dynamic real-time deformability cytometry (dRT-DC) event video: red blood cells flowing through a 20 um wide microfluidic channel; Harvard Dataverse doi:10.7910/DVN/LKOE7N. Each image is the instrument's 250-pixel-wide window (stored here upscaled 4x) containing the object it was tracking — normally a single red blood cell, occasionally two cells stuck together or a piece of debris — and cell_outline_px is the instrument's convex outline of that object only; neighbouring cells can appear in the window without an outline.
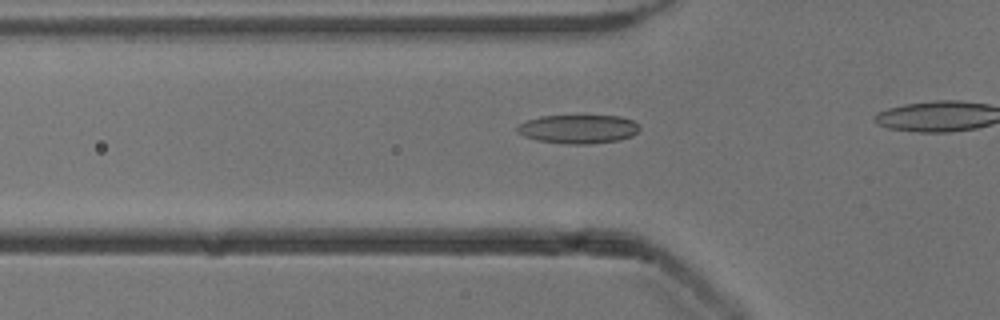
{"species": "common noctule bat (a hibernating species)", "species_latin": "Nyctalus noctula", "temperature_condition": "cold", "stored_images_in_passage": 7, "camera_frame_rate_fps": 3000, "um_per_image_px": 0.085, "animal": {"sex": "male", "body_mass_g": 13.3}, "frame": {"image": 1, "passage_image": 2, "time_ms": 0.333, "image_size_px": [1000, 320], "cell_outline_px": [[640, 128], [632, 136], [620, 140], [588, 144], [564, 144], [536, 140], [524, 136], [516, 132], [516, 124], [540, 116], [620, 116], [632, 120]], "centroid_in_image_um": [49.1, 10.97], "position_along_channel_um": 76.7, "area_um2": 20.58}}
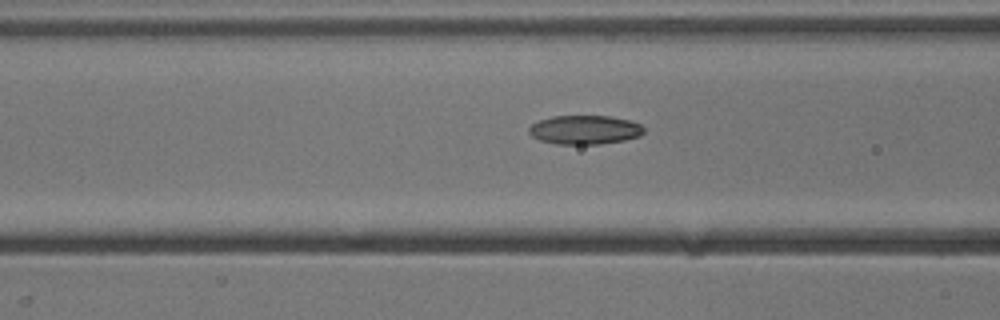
{"frame": {"image": 2, "passage_image": 5, "time_ms": 1.333, "image_size_px": [1000, 320], "cell_outline_px": [[644, 132], [640, 136], [624, 140], [600, 144], [556, 144], [540, 140], [532, 136], [528, 132], [528, 128], [532, 124], [540, 120], [552, 116], [608, 116], [632, 120], [640, 124], [644, 128]], "centroid_in_image_um": [49.71, 11.03], "position_along_channel_um": 116.9, "area_um2": 19.48}}